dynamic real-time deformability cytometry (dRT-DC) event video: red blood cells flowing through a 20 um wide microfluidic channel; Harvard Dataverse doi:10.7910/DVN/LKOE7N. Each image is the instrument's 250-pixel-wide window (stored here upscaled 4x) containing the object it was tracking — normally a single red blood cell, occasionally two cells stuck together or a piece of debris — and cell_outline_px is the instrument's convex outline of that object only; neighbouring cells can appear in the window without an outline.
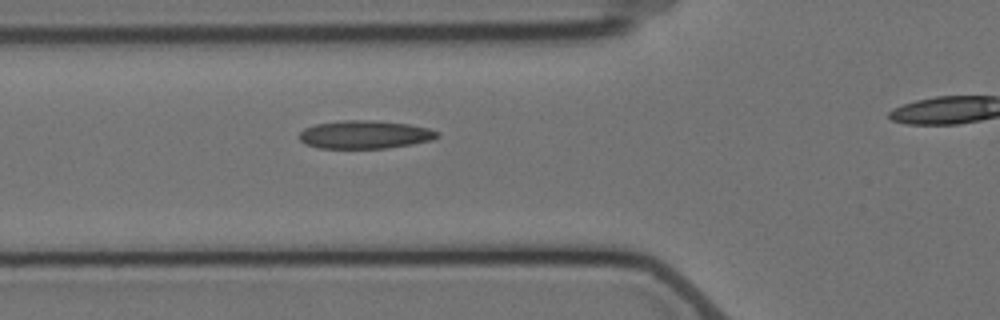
{"species": "Egyptian fruit bat (a non-hibernating species)", "species_latin": "Rousettus aegyptiacus", "temperature_condition": "cold", "stored_images_in_passage": 3, "segment_of_instrument_passage": [1, 2], "camera_frame_rate_fps": 3000, "um_per_image_px": 0.085, "animal": {"sex": "female"}, "frame": {"image": 1, "passage_image": 2, "time_ms": 1.0, "image_size_px": [1000, 320], "cell_outline_px": [[440, 136], [432, 140], [412, 144], [388, 148], [320, 148], [304, 144], [300, 140], [300, 132], [304, 128], [316, 124], [340, 120], [376, 120], [408, 124], [428, 128], [440, 132]], "centroid_in_image_um": [31.02, 11.43], "position_along_channel_um": 94.8, "area_um2": 22.77}}